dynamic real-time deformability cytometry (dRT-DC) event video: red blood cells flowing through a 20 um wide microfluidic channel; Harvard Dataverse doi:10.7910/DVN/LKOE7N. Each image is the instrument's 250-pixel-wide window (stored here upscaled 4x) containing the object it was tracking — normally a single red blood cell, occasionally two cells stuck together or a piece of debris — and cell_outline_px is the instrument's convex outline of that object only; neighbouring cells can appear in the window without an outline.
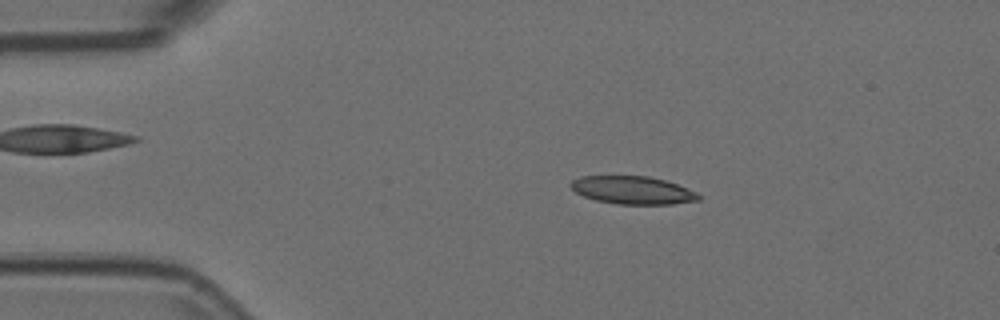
{"species": "Egyptian fruit bat (a non-hibernating species)", "species_latin": "Rousettus aegyptiacus", "temperature_condition": "room temperature", "stored_images_in_passage": 53, "camera_frame_rate_fps": 3000, "um_per_image_px": 0.085, "animal": {"sex": "female"}, "frame": {"image": 1, "passage_image": 9, "time_ms": 2.667, "image_size_px": [1000, 320], "cell_outline_px": [[700, 200], [672, 204], [616, 204], [596, 200], [584, 196], [576, 192], [568, 184], [572, 180], [580, 176], [648, 176], [664, 180], [688, 188], [696, 192], [700, 196]], "centroid_in_image_um": [53.76, 16.16], "position_along_channel_um": 31.2, "area_um2": 20.75}}
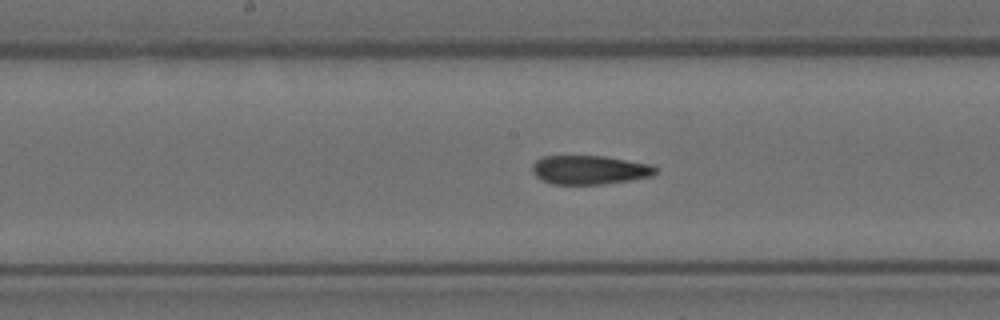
{"frame": {"image": 2, "passage_image": 26, "time_ms": 8.333, "image_size_px": [1000, 320], "cell_outline_px": [[656, 172], [652, 176], [628, 180], [600, 184], [552, 184], [536, 176], [532, 172], [532, 164], [536, 160], [544, 156], [604, 156], [652, 164], [656, 168]], "centroid_in_image_um": [50.1, 14.43], "position_along_channel_um": 198.1, "area_um2": 20.63}}
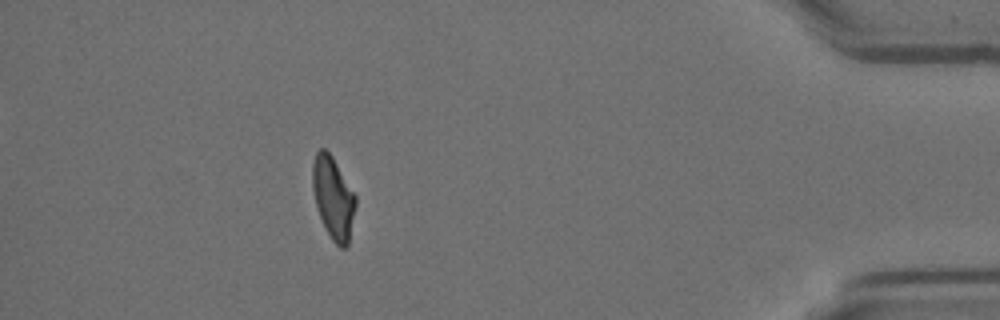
{"frame": {"image": 3, "passage_image": 47, "time_ms": 15.333, "image_size_px": [1000, 320], "cell_outline_px": [[356, 204], [348, 248], [340, 248], [332, 240], [316, 208], [312, 188], [312, 164], [316, 152], [320, 148], [324, 148], [332, 156], [356, 196]], "centroid_in_image_um": [28.32, 16.82], "position_along_channel_um": 406.9, "area_um2": 20.63}, "authors_computed_cell_mechanics": {"area_um2": 21.3282, "velocity_mm_per_s": 3.7561, "shape_relaxation_time_tau1_ms": null, "shape_relaxation_time_tau2_ms": 4.0983, "deformation_change_tau1": null, "deformation_change_tau2": 0.1133}}